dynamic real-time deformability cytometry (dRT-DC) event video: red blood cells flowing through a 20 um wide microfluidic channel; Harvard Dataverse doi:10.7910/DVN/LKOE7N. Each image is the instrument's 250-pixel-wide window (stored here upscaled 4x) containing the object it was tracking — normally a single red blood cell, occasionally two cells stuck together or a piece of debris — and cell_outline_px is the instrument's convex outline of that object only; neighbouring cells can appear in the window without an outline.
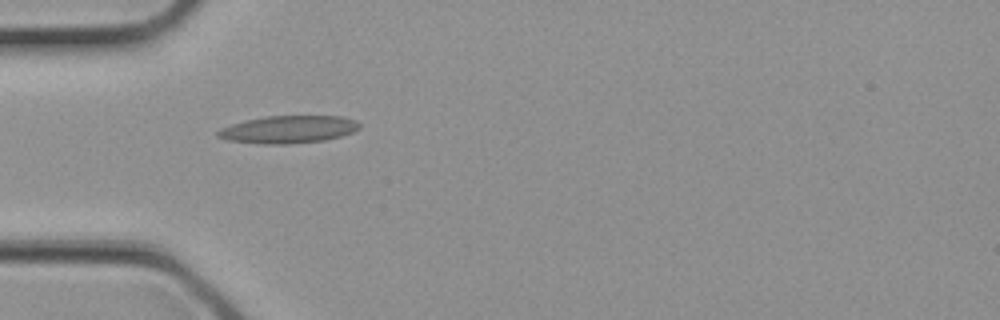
{"species": "common noctule bat (a hibernating species)", "species_latin": "Nyctalus noctula", "temperature_condition": "cold", "stored_images_in_passage": 1, "camera_frame_rate_fps": 3000, "um_per_image_px": 0.085, "animal": {"sex": "female", "body_mass_g": 21.9}, "frame": {"image": 1, "passage_image": 1, "time_ms": 0.0, "image_size_px": [1000, 320], "cell_outline_px": [[360, 128], [352, 132], [340, 136], [324, 140], [288, 144], [260, 144], [228, 140], [216, 136], [216, 132], [220, 128], [244, 120], [264, 116], [340, 116], [352, 120], [360, 124]], "centroid_in_image_um": [24.46, 11.0], "position_along_channel_um": 60.5, "area_um2": 22.66}}